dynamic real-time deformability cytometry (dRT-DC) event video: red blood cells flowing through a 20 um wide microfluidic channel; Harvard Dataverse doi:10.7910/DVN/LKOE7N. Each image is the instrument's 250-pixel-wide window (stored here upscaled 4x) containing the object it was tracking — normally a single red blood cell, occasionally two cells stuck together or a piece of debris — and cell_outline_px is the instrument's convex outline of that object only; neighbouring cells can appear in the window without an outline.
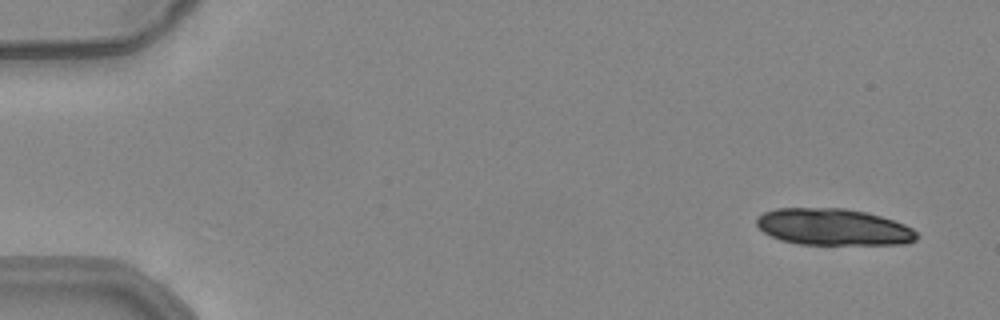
{"species": "common noctule bat (a hibernating species)", "species_latin": "Nyctalus noctula", "temperature_condition": "warm", "stored_images_in_passage": 23, "camera_frame_rate_fps": 3000, "um_per_image_px": 0.085, "animal": {"sex": "female", "body_mass_g": 24.6, "forearm_length_mm": 56.2}, "frame": {"image": 1, "passage_image": 3, "time_ms": 0.667, "image_size_px": [1000, 320], "cell_outline_px": [[920, 236], [916, 240], [908, 244], [800, 244], [780, 240], [764, 232], [756, 224], [756, 216], [764, 212], [776, 208], [844, 208], [864, 212], [880, 216], [904, 224], [912, 228]], "centroid_in_image_um": [70.83, 19.29], "position_along_channel_um": 14.2, "area_um2": 34.22}}
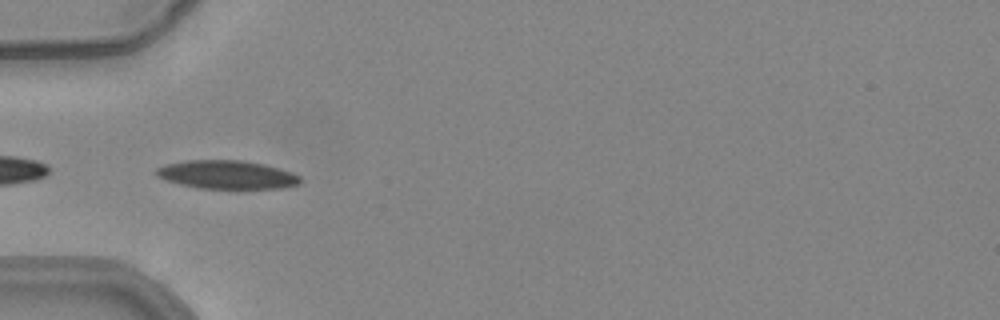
{"frame": {"image": 2, "passage_image": 18, "time_ms": 5.667, "image_size_px": [1000, 320], "cell_outline_px": [[300, 184], [280, 188], [196, 188], [180, 184], [156, 176], [156, 168], [164, 164], [184, 160], [244, 160], [264, 164], [292, 172], [300, 176]], "centroid_in_image_um": [19.27, 14.83], "position_along_channel_um": 65.7, "area_um2": 23.87}}